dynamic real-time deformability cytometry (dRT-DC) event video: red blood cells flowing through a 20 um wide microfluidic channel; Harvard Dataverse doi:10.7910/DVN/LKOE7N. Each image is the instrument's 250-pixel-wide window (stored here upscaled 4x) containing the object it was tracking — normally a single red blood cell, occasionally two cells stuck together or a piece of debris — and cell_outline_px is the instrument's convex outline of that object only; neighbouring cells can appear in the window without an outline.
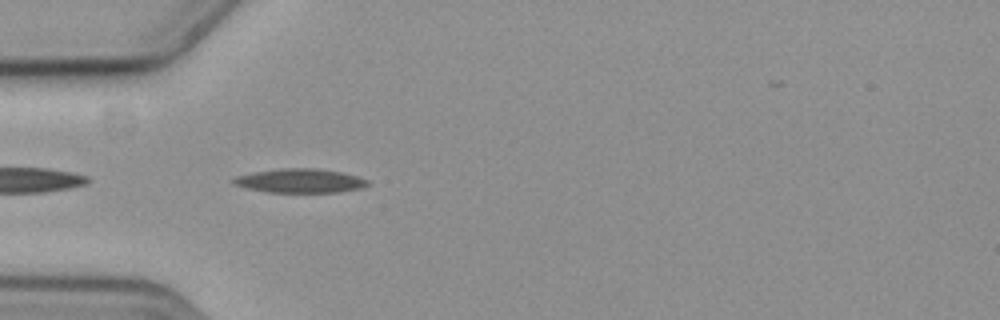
{"species": "common noctule bat (a hibernating species)", "species_latin": "Nyctalus noctula", "temperature_condition": "cold", "stored_images_in_passage": 40, "camera_frame_rate_fps": 3000, "um_per_image_px": 0.085, "animal": {"sex": "female", "body_mass_g": 19.3, "forearm_length_mm": 54.1}, "frame": {"image": 1, "passage_image": 2, "time_ms": 0.333, "image_size_px": [1000, 320], "cell_outline_px": [[368, 184], [360, 188], [336, 192], [268, 192], [248, 188], [232, 184], [232, 180], [236, 176], [256, 172], [280, 168], [316, 168], [340, 172], [356, 176], [368, 180]], "centroid_in_image_um": [25.48, 15.36], "position_along_channel_um": 59.5, "area_um2": 18.5}}
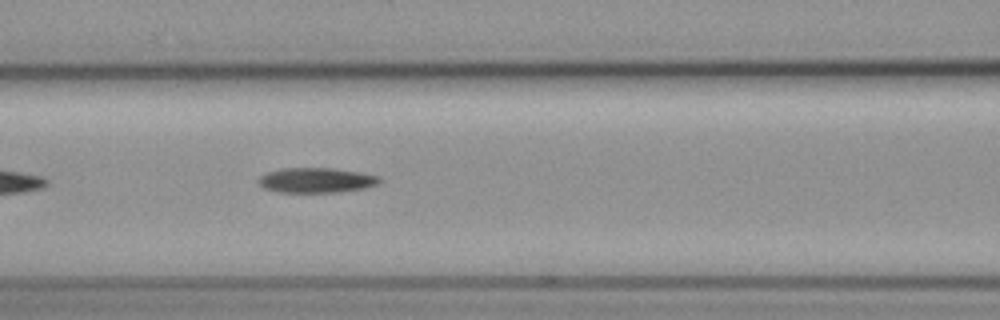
{"frame": {"image": 2, "passage_image": 9, "time_ms": 2.667, "image_size_px": [1000, 320], "cell_outline_px": [[380, 184], [364, 188], [336, 192], [276, 192], [264, 188], [256, 180], [260, 176], [268, 172], [280, 168], [332, 168], [360, 172], [380, 176]], "centroid_in_image_um": [26.88, 15.31], "position_along_channel_um": 139.7, "area_um2": 17.69}}
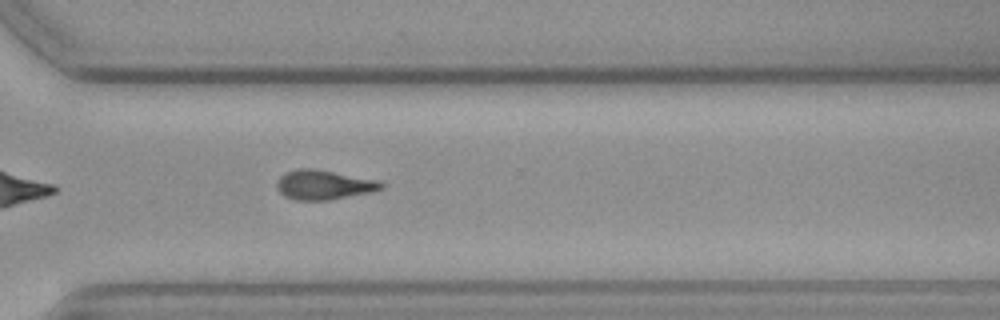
{"frame": {"image": 3, "passage_image": 26, "time_ms": 8.333, "image_size_px": [1000, 320], "cell_outline_px": [[384, 188], [372, 192], [328, 200], [296, 200], [284, 196], [276, 188], [276, 184], [280, 176], [288, 172], [300, 168], [312, 168], [380, 180], [384, 184]], "centroid_in_image_um": [27.54, 15.71], "position_along_channel_um": 343.1, "area_um2": 17.98}, "authors_computed_cell_mechanics": {"area_um2": 17.9469, "velocity_mm_per_s": 3.5892, "shape_relaxation_time_tau1_ms": 7.5069, "shape_relaxation_time_tau2_ms": 10.8306, "deformation_change_tau1": 0.1863, "deformation_change_tau2": 0.2037}}